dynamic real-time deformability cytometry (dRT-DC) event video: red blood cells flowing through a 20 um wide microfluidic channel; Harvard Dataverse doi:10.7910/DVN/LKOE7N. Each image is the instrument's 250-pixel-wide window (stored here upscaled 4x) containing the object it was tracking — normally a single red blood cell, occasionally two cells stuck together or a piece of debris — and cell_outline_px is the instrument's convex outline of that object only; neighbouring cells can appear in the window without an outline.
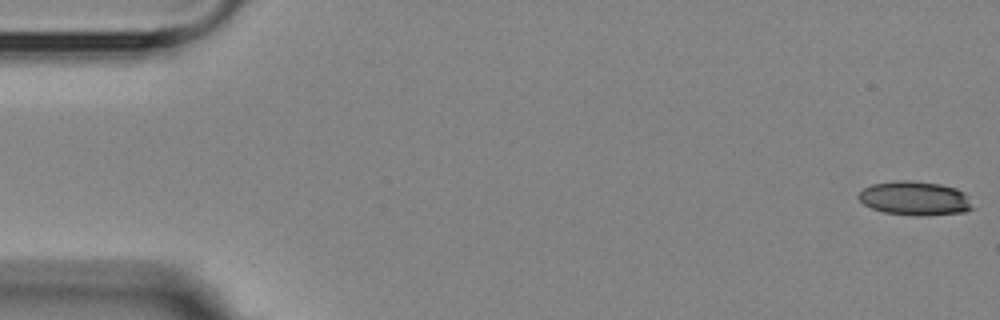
{"species": "Egyptian fruit bat (a non-hibernating species)", "species_latin": "Rousettus aegyptiacus", "temperature_condition": "room temperature", "stored_images_in_passage": 6, "camera_frame_rate_fps": 3000, "um_per_image_px": 0.085, "animal": {"sex": "female"}, "frame": {"image": 1, "passage_image": 1, "time_ms": 0.0, "image_size_px": [1000, 320], "cell_outline_px": [[972, 208], [964, 212], [920, 216], [916, 216], [884, 212], [872, 208], [864, 204], [856, 196], [864, 188], [872, 184], [896, 180], [908, 180], [940, 184], [956, 188], [964, 192]], "centroid_in_image_um": [77.72, 16.85], "position_along_channel_um": 7.3, "area_um2": 22.43}}
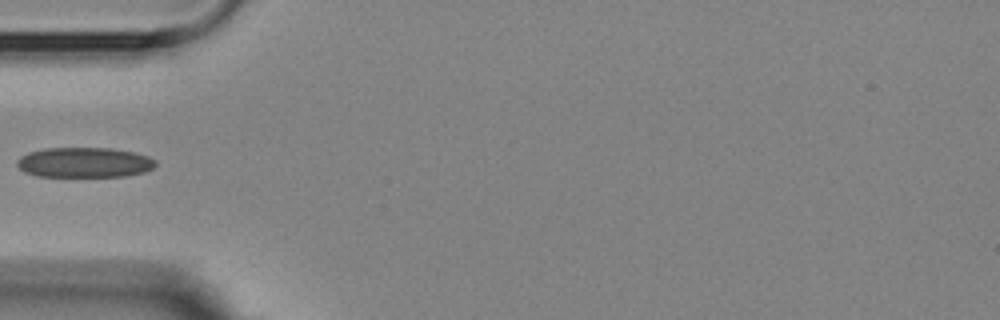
{"frame": {"image": 2, "passage_image": 5, "time_ms": 5.667, "image_size_px": [1000, 320], "cell_outline_px": [[156, 164], [152, 168], [144, 172], [124, 176], [36, 176], [24, 172], [16, 164], [16, 160], [20, 156], [28, 152], [44, 148], [112, 148], [136, 152], [148, 156], [156, 160]], "centroid_in_image_um": [7.16, 13.8], "position_along_channel_um": 77.8, "area_um2": 24.45}}
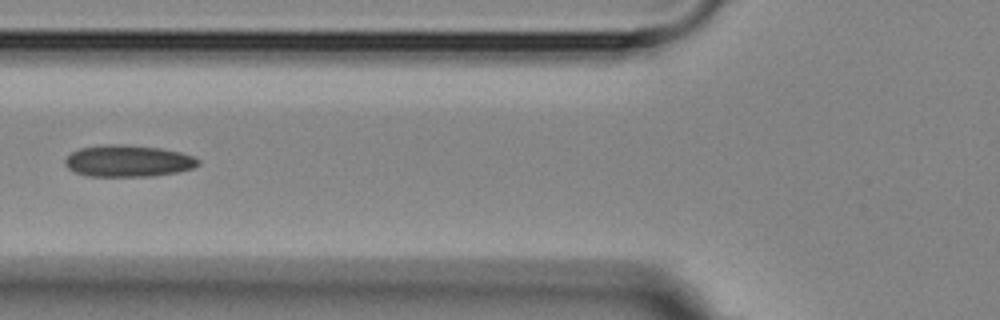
{"frame": {"image": 3, "passage_image": 6, "time_ms": 6.667, "image_size_px": [1000, 320], "cell_outline_px": [[200, 164], [192, 168], [176, 172], [152, 176], [88, 176], [76, 172], [68, 168], [64, 164], [64, 160], [72, 152], [80, 148], [108, 144], [120, 144], [160, 148], [180, 152], [192, 156], [200, 160]], "centroid_in_image_um": [10.88, 13.68], "position_along_channel_um": 114.9, "area_um2": 24.45}}